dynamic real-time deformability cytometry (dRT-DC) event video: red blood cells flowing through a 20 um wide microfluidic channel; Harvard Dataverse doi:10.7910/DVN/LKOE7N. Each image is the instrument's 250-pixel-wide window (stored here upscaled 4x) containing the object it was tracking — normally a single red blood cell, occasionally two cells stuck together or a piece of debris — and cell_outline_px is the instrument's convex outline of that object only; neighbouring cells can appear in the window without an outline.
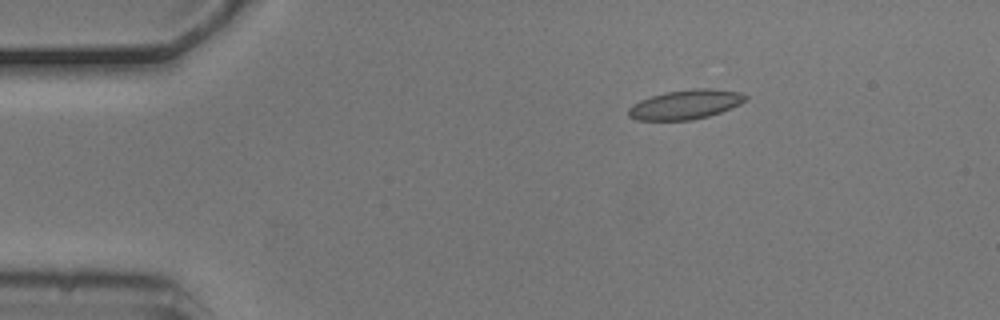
{"species": "common noctule bat (a hibernating species)", "species_latin": "Nyctalus noctula", "temperature_condition": "cold", "stored_images_in_passage": 4, "camera_frame_rate_fps": 3000, "um_per_image_px": 0.085, "animal": {"sex": "male", "body_mass_g": 20.5, "forearm_length_mm": 52.5}, "frame": {"image": 1, "passage_image": 2, "time_ms": 0.333, "image_size_px": [1000, 320], "cell_outline_px": [[748, 100], [732, 108], [708, 116], [692, 120], [636, 120], [628, 116], [628, 108], [632, 104], [640, 100], [664, 92], [692, 88], [712, 88], [740, 92], [748, 96]], "centroid_in_image_um": [58.28, 8.87], "position_along_channel_um": 26.7, "area_um2": 20.29}}
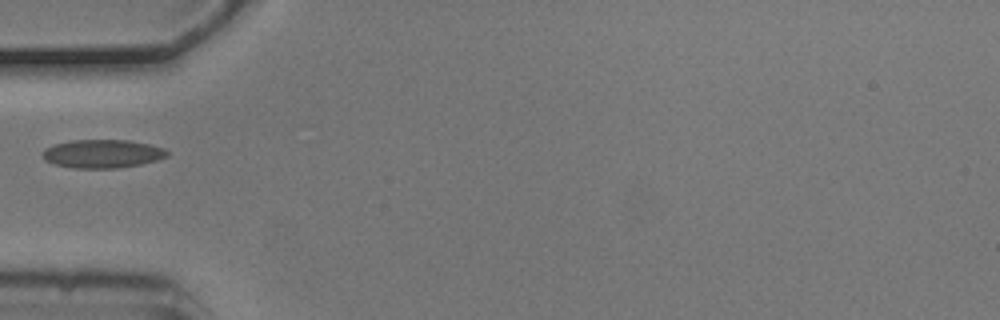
{"frame": {"image": 2, "passage_image": 4, "time_ms": 1.0, "image_size_px": [1000, 320], "cell_outline_px": [[168, 156], [156, 160], [140, 164], [116, 168], [72, 168], [56, 164], [44, 160], [40, 152], [44, 148], [56, 144], [72, 140], [128, 140], [148, 144], [164, 148], [168, 152]], "centroid_in_image_um": [8.67, 13.07], "position_along_channel_um": 76.3, "area_um2": 20.58}}